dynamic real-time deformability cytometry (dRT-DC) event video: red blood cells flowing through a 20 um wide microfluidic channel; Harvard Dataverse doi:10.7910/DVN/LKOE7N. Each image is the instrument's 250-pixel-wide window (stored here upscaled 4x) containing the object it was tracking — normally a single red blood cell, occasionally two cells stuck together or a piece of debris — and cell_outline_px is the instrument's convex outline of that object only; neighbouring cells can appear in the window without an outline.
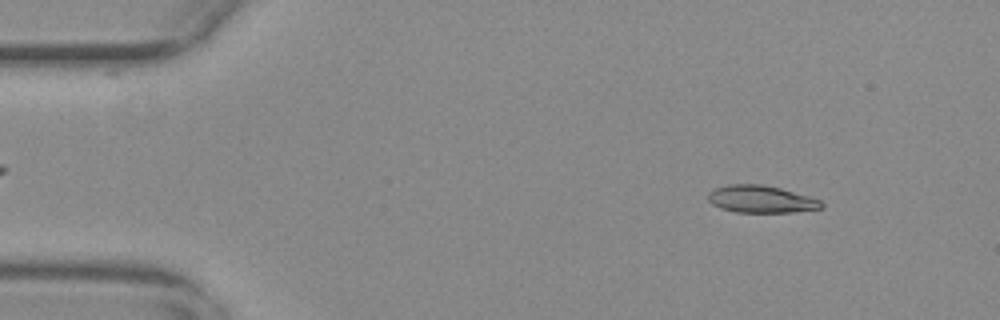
{"species": "common noctule bat (a hibernating species)", "species_latin": "Nyctalus noctula", "temperature_condition": "warm", "stored_images_in_passage": 55, "camera_frame_rate_fps": 3000, "um_per_image_px": 0.085, "animal": {"sex": "female", "body_mass_g": 29.2, "forearm_length_mm": 56.3}, "frame": {"image": 1, "passage_image": 6, "time_ms": 1.667, "image_size_px": [1000, 320], "cell_outline_px": [[824, 208], [792, 212], [736, 212], [720, 208], [712, 204], [708, 200], [708, 192], [716, 188], [728, 184], [760, 184], [780, 188], [808, 196], [820, 200], [824, 204]], "centroid_in_image_um": [64.68, 16.93], "position_along_channel_um": 20.3, "area_um2": 17.98}}
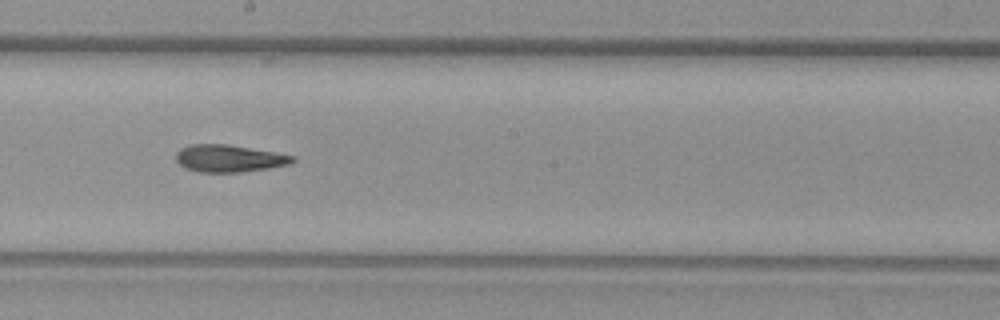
{"frame": {"image": 2, "passage_image": 30, "time_ms": 9.667, "image_size_px": [1000, 320], "cell_outline_px": [[296, 160], [288, 164], [268, 168], [240, 172], [200, 172], [184, 168], [176, 160], [176, 152], [180, 148], [188, 144], [228, 144], [276, 152], [296, 156]], "centroid_in_image_um": [19.46, 13.45], "position_along_channel_um": 228.7, "area_um2": 18.61}}
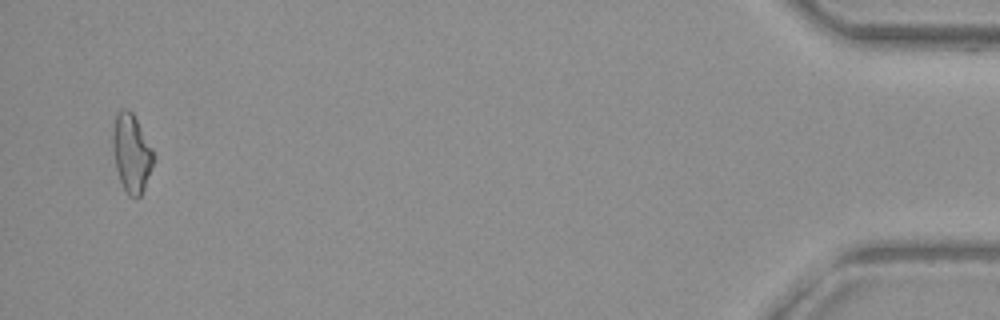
{"frame": {"image": 3, "passage_image": 53, "time_ms": 17.333, "image_size_px": [1000, 320], "cell_outline_px": [[152, 164], [144, 188], [140, 196], [136, 200], [128, 196], [120, 180], [116, 168], [112, 148], [112, 128], [116, 112], [120, 108], [128, 108], [132, 112], [152, 148]], "centroid_in_image_um": [11.13, 12.99], "position_along_channel_um": 424.1, "area_um2": 18.5}, "authors_computed_cell_mechanics": {"area_um2": 18.4382, "velocity_mm_per_s": 3.7297, "shape_relaxation_time_tau1_ms": null, "shape_relaxation_time_tau2_ms": 10.5511, "deformation_change_tau1": null, "deformation_change_tau2": 0.2489}}